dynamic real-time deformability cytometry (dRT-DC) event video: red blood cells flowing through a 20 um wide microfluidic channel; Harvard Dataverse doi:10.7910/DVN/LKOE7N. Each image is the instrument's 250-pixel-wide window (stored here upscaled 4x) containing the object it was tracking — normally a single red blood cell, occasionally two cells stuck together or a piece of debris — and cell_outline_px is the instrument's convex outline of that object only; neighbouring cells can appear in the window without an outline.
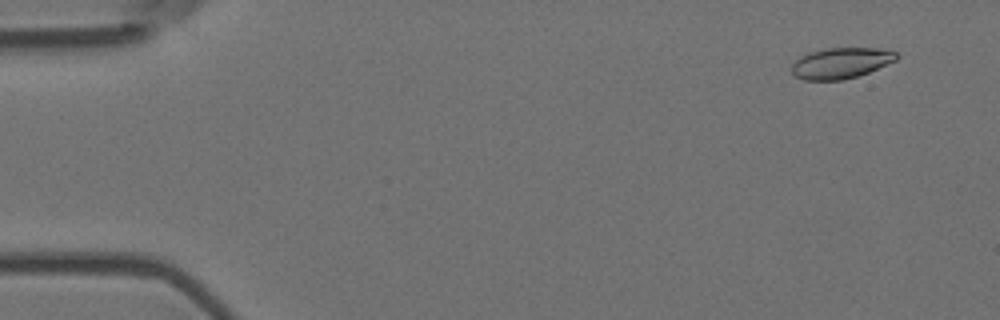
{"species": "Egyptian fruit bat (a non-hibernating species)", "species_latin": "Rousettus aegyptiacus", "temperature_condition": "room temperature", "stored_images_in_passage": 4, "camera_frame_rate_fps": 3000, "um_per_image_px": 0.085, "animal": {"sex": "female"}, "frame": {"image": 1, "passage_image": 1, "time_ms": 0.0, "image_size_px": [1000, 320], "cell_outline_px": [[900, 56], [896, 60], [868, 72], [844, 80], [804, 80], [796, 76], [792, 72], [792, 64], [800, 56], [808, 52], [824, 48], [880, 48], [896, 52]], "centroid_in_image_um": [71.47, 5.35], "position_along_channel_um": 13.5, "area_um2": 18.84}}
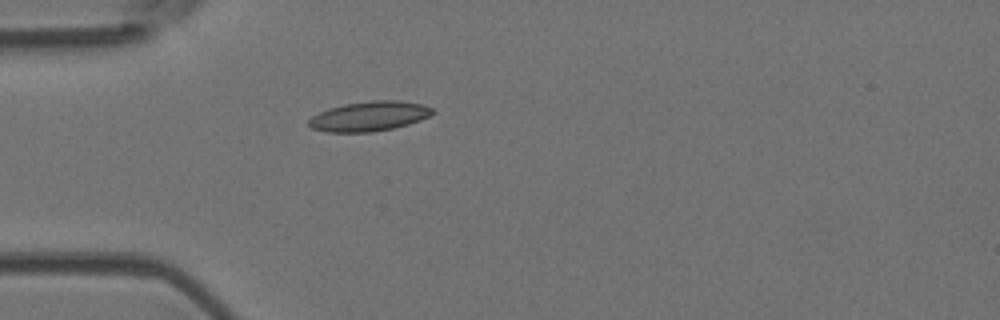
{"frame": {"image": 2, "passage_image": 4, "time_ms": 1.0, "image_size_px": [1000, 320], "cell_outline_px": [[436, 112], [420, 120], [408, 124], [392, 128], [372, 132], [328, 132], [312, 128], [308, 124], [308, 120], [312, 116], [328, 108], [344, 104], [372, 100], [400, 100], [424, 104], [432, 108]], "centroid_in_image_um": [31.4, 9.87], "position_along_channel_um": 53.6, "area_um2": 21.5}}